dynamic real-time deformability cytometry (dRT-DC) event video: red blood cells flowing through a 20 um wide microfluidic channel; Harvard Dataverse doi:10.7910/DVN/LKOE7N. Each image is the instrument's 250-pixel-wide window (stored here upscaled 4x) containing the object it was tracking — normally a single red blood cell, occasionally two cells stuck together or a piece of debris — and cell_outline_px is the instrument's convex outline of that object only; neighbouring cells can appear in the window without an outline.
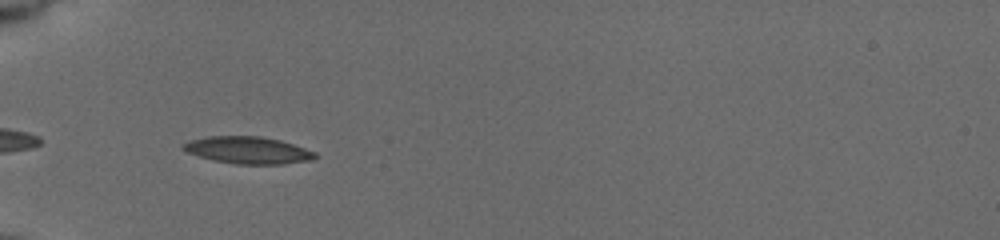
{"species": "common noctule bat (a hibernating species)", "species_latin": "Nyctalus noctula", "temperature_condition": "cold", "stored_images_in_passage": 38, "camera_frame_rate_fps": 3000, "um_per_image_px": 0.085, "animal": {"sex": "female", "body_mass_g": 19.5, "forearm_length_mm": 54.1}, "frame": {"image": 1, "passage_image": 2, "time_ms": 0.333, "image_size_px": [1000, 240], "cell_outline_px": [[316, 156], [312, 160], [284, 164], [236, 164], [216, 160], [200, 156], [188, 152], [180, 148], [180, 144], [192, 140], [208, 136], [260, 136], [280, 140], [316, 152]], "centroid_in_image_um": [21.07, 12.76], "position_along_channel_um": 63.9, "area_um2": 20.63}}
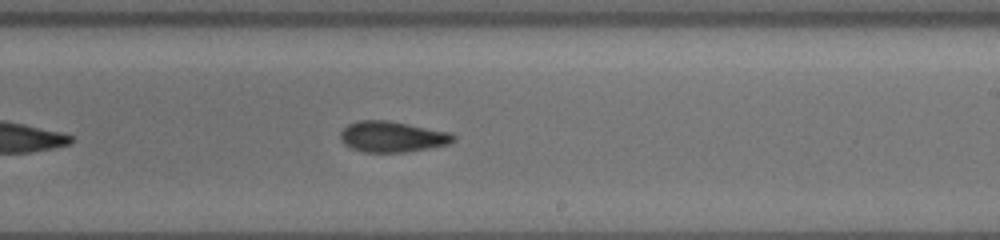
{"frame": {"image": 2, "passage_image": 18, "time_ms": 5.667, "image_size_px": [1000, 240], "cell_outline_px": [[456, 140], [448, 144], [408, 152], [364, 152], [352, 148], [344, 144], [340, 140], [340, 132], [348, 124], [360, 120], [388, 120], [452, 132], [456, 136]], "centroid_in_image_um": [33.36, 11.61], "position_along_channel_um": 255.6, "area_um2": 20.46}}
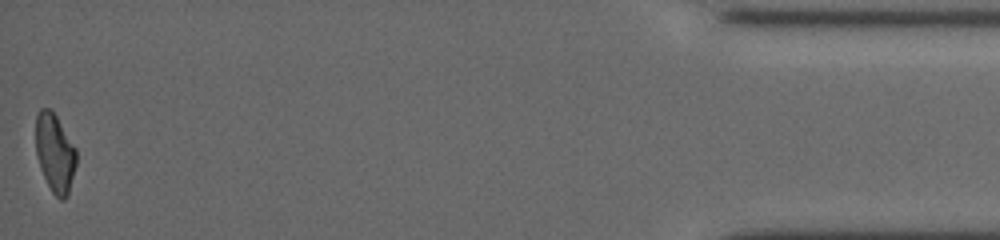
{"frame": {"image": 3, "passage_image": 38, "time_ms": 12.333, "image_size_px": [1000, 240], "cell_outline_px": [[76, 164], [68, 196], [64, 200], [60, 200], [52, 192], [40, 168], [36, 156], [36, 116], [40, 108], [52, 108], [76, 148]], "centroid_in_image_um": [4.67, 12.98], "position_along_channel_um": 430.5, "area_um2": 18.73}, "authors_computed_cell_mechanics": {"area_um2": 20.1144, "velocity_mm_per_s": 3.7639, "shape_relaxation_time_tau1_ms": 4.7433, "shape_relaxation_time_tau2_ms": 5.4751, "deformation_change_tau1": 0.1289, "deformation_change_tau2": 0.1268}}